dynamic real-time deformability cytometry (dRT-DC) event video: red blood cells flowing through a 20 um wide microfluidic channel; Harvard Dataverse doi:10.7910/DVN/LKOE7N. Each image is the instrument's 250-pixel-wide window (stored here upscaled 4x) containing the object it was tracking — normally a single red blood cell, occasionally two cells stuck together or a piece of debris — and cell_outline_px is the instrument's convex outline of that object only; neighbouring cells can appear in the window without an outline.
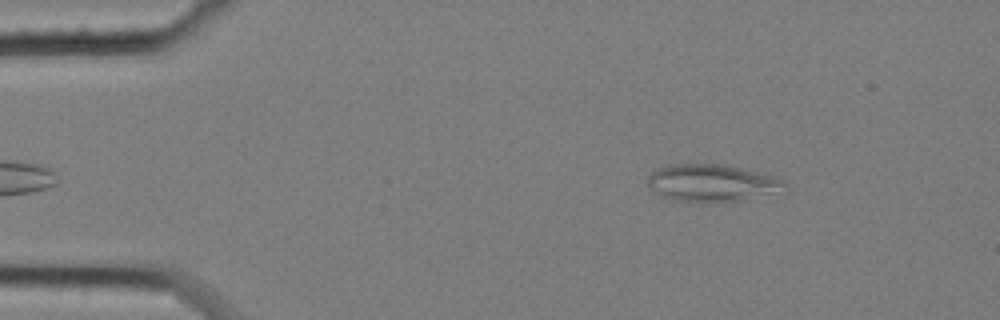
{"species": "common noctule bat (a hibernating species)", "species_latin": "Nyctalus noctula", "temperature_condition": "cold", "stored_images_in_passage": 52, "camera_frame_rate_fps": 3000, "um_per_image_px": 0.085, "animal": {"sex": "female", "body_mass_g": 25.1}, "frame": {"image": 1, "passage_image": 2, "time_ms": 0.333, "image_size_px": [1000, 320], "cell_outline_px": [[788, 192], [744, 200], [704, 204], [676, 200], [660, 196], [648, 184], [648, 176], [652, 172], [668, 164], [724, 164], [776, 176], [784, 180], [788, 184]], "centroid_in_image_um": [60.64, 15.58], "position_along_channel_um": 24.4, "area_um2": 30.69}}
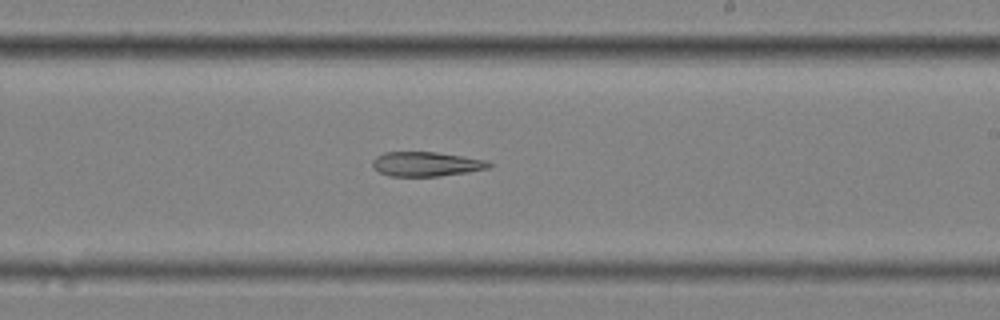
{"frame": {"image": 2, "passage_image": 28, "time_ms": 9.0, "image_size_px": [1000, 320], "cell_outline_px": [[492, 164], [488, 168], [468, 172], [440, 176], [388, 176], [372, 168], [372, 160], [376, 156], [384, 152], [436, 152], [488, 160]], "centroid_in_image_um": [36.2, 13.94], "position_along_channel_um": 252.8, "area_um2": 16.7}}
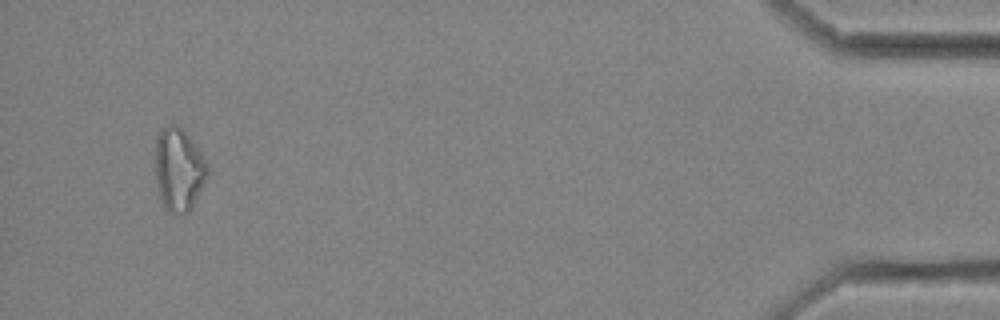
{"frame": {"image": 3, "passage_image": 49, "time_ms": 16.0, "image_size_px": [1000, 320], "cell_outline_px": [[208, 176], [188, 212], [168, 212], [164, 208], [160, 200], [156, 180], [156, 136], [160, 128], [168, 124], [180, 124], [184, 128], [208, 164]], "centroid_in_image_um": [15.18, 14.34], "position_along_channel_um": 420.0, "area_um2": 25.32}}